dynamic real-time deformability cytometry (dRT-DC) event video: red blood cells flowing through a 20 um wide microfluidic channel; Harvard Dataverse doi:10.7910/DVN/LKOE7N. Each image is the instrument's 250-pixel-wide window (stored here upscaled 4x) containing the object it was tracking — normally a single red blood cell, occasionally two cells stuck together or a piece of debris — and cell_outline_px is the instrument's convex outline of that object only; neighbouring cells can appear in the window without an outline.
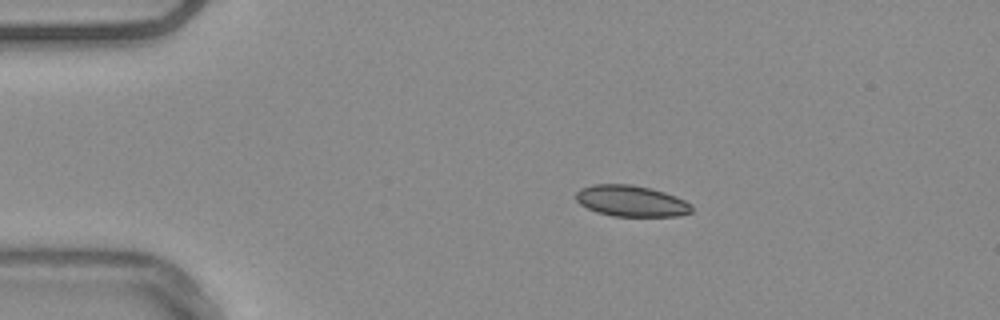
{"species": "common noctule bat (a hibernating species)", "species_latin": "Nyctalus noctula", "temperature_condition": "warm", "stored_images_in_passage": 45, "camera_frame_rate_fps": 3000, "um_per_image_px": 0.085, "animal": {"sex": "male", "body_mass_g": 20.4}, "frame": {"image": 1, "passage_image": 1, "time_ms": 0.0, "image_size_px": [1000, 320], "cell_outline_px": [[692, 212], [676, 216], [612, 216], [596, 212], [580, 204], [576, 200], [576, 192], [580, 188], [592, 184], [632, 184], [664, 192], [676, 196], [692, 204]], "centroid_in_image_um": [53.64, 17.08], "position_along_channel_um": 31.4, "area_um2": 21.04}}
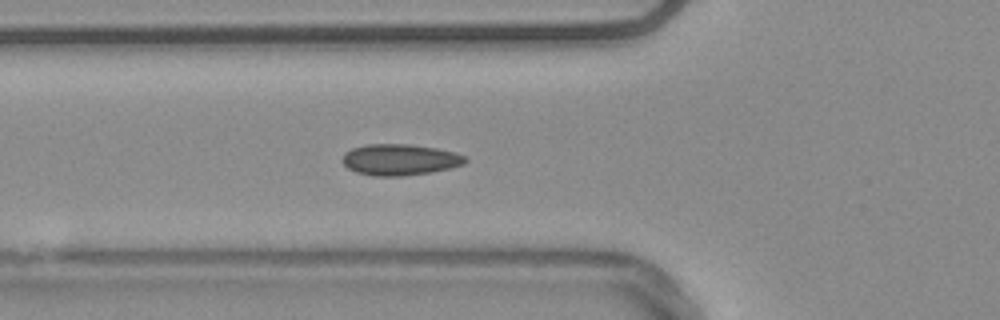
{"frame": {"image": 2, "passage_image": 10, "time_ms": 3.0, "image_size_px": [1000, 320], "cell_outline_px": [[468, 160], [464, 164], [452, 168], [432, 172], [400, 176], [372, 176], [356, 172], [348, 168], [344, 164], [344, 152], [352, 148], [368, 144], [412, 144], [436, 148], [456, 152], [464, 156]], "centroid_in_image_um": [34.02, 13.57], "position_along_channel_um": 91.8, "area_um2": 22.43}}
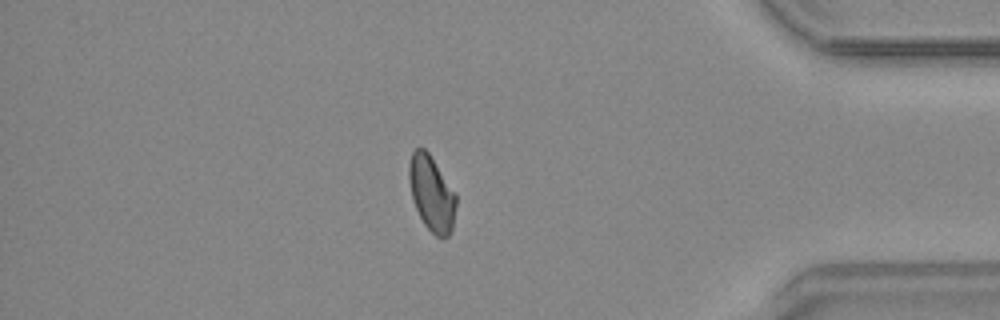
{"frame": {"image": 3, "passage_image": 37, "time_ms": 12.0, "image_size_px": [1000, 320], "cell_outline_px": [[456, 204], [452, 228], [448, 236], [440, 240], [424, 224], [412, 200], [408, 180], [408, 164], [412, 152], [416, 148], [424, 148], [428, 152], [456, 192]], "centroid_in_image_um": [36.68, 16.44], "position_along_channel_um": 398.5, "area_um2": 20.81}, "authors_computed_cell_mechanics": {"area_um2": 20.808, "velocity_mm_per_s": 3.7616, "shape_relaxation_time_tau1_ms": null, "shape_relaxation_time_tau2_ms": 2.1225, "deformation_change_tau1": null, "deformation_change_tau2": 0.0493}}